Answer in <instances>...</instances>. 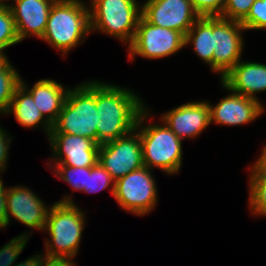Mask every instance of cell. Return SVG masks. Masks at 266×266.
<instances>
[{
  "label": "cell",
  "instance_id": "obj_28",
  "mask_svg": "<svg viewBox=\"0 0 266 266\" xmlns=\"http://www.w3.org/2000/svg\"><path fill=\"white\" fill-rule=\"evenodd\" d=\"M246 30L266 28V0H255L248 16L241 22Z\"/></svg>",
  "mask_w": 266,
  "mask_h": 266
},
{
  "label": "cell",
  "instance_id": "obj_14",
  "mask_svg": "<svg viewBox=\"0 0 266 266\" xmlns=\"http://www.w3.org/2000/svg\"><path fill=\"white\" fill-rule=\"evenodd\" d=\"M161 120L179 139L194 138L211 124L210 106L207 102H188L166 112Z\"/></svg>",
  "mask_w": 266,
  "mask_h": 266
},
{
  "label": "cell",
  "instance_id": "obj_34",
  "mask_svg": "<svg viewBox=\"0 0 266 266\" xmlns=\"http://www.w3.org/2000/svg\"><path fill=\"white\" fill-rule=\"evenodd\" d=\"M255 163L266 173V146L263 148L260 158Z\"/></svg>",
  "mask_w": 266,
  "mask_h": 266
},
{
  "label": "cell",
  "instance_id": "obj_31",
  "mask_svg": "<svg viewBox=\"0 0 266 266\" xmlns=\"http://www.w3.org/2000/svg\"><path fill=\"white\" fill-rule=\"evenodd\" d=\"M1 177V176H0ZM2 179H0V228L7 227V207L6 193L7 188L3 187Z\"/></svg>",
  "mask_w": 266,
  "mask_h": 266
},
{
  "label": "cell",
  "instance_id": "obj_10",
  "mask_svg": "<svg viewBox=\"0 0 266 266\" xmlns=\"http://www.w3.org/2000/svg\"><path fill=\"white\" fill-rule=\"evenodd\" d=\"M241 30H246L241 22L214 16L212 70L221 73V78L240 61L243 51Z\"/></svg>",
  "mask_w": 266,
  "mask_h": 266
},
{
  "label": "cell",
  "instance_id": "obj_13",
  "mask_svg": "<svg viewBox=\"0 0 266 266\" xmlns=\"http://www.w3.org/2000/svg\"><path fill=\"white\" fill-rule=\"evenodd\" d=\"M6 207L7 225L11 215L30 228L44 231L49 208L26 186L7 188Z\"/></svg>",
  "mask_w": 266,
  "mask_h": 266
},
{
  "label": "cell",
  "instance_id": "obj_29",
  "mask_svg": "<svg viewBox=\"0 0 266 266\" xmlns=\"http://www.w3.org/2000/svg\"><path fill=\"white\" fill-rule=\"evenodd\" d=\"M195 11L201 16H220L225 0H191Z\"/></svg>",
  "mask_w": 266,
  "mask_h": 266
},
{
  "label": "cell",
  "instance_id": "obj_12",
  "mask_svg": "<svg viewBox=\"0 0 266 266\" xmlns=\"http://www.w3.org/2000/svg\"><path fill=\"white\" fill-rule=\"evenodd\" d=\"M55 165L93 167L99 160V146L93 140L64 133H49Z\"/></svg>",
  "mask_w": 266,
  "mask_h": 266
},
{
  "label": "cell",
  "instance_id": "obj_6",
  "mask_svg": "<svg viewBox=\"0 0 266 266\" xmlns=\"http://www.w3.org/2000/svg\"><path fill=\"white\" fill-rule=\"evenodd\" d=\"M143 163L167 174L179 172L182 163V140L166 125H146L139 132Z\"/></svg>",
  "mask_w": 266,
  "mask_h": 266
},
{
  "label": "cell",
  "instance_id": "obj_17",
  "mask_svg": "<svg viewBox=\"0 0 266 266\" xmlns=\"http://www.w3.org/2000/svg\"><path fill=\"white\" fill-rule=\"evenodd\" d=\"M221 81L223 88L258 100L256 93L266 91V65L239 61Z\"/></svg>",
  "mask_w": 266,
  "mask_h": 266
},
{
  "label": "cell",
  "instance_id": "obj_23",
  "mask_svg": "<svg viewBox=\"0 0 266 266\" xmlns=\"http://www.w3.org/2000/svg\"><path fill=\"white\" fill-rule=\"evenodd\" d=\"M16 27L12 12L8 4L0 5V52L4 49L19 43Z\"/></svg>",
  "mask_w": 266,
  "mask_h": 266
},
{
  "label": "cell",
  "instance_id": "obj_8",
  "mask_svg": "<svg viewBox=\"0 0 266 266\" xmlns=\"http://www.w3.org/2000/svg\"><path fill=\"white\" fill-rule=\"evenodd\" d=\"M151 169L141 167L115 182L114 198L121 208L143 216L157 204V188Z\"/></svg>",
  "mask_w": 266,
  "mask_h": 266
},
{
  "label": "cell",
  "instance_id": "obj_9",
  "mask_svg": "<svg viewBox=\"0 0 266 266\" xmlns=\"http://www.w3.org/2000/svg\"><path fill=\"white\" fill-rule=\"evenodd\" d=\"M128 46L129 59H132L134 55L159 59L185 47V35L173 29L155 26L141 16L134 39Z\"/></svg>",
  "mask_w": 266,
  "mask_h": 266
},
{
  "label": "cell",
  "instance_id": "obj_1",
  "mask_svg": "<svg viewBox=\"0 0 266 266\" xmlns=\"http://www.w3.org/2000/svg\"><path fill=\"white\" fill-rule=\"evenodd\" d=\"M96 108L97 144L101 145L136 130L145 106L134 92L96 81Z\"/></svg>",
  "mask_w": 266,
  "mask_h": 266
},
{
  "label": "cell",
  "instance_id": "obj_35",
  "mask_svg": "<svg viewBox=\"0 0 266 266\" xmlns=\"http://www.w3.org/2000/svg\"><path fill=\"white\" fill-rule=\"evenodd\" d=\"M6 0H0V5L5 4Z\"/></svg>",
  "mask_w": 266,
  "mask_h": 266
},
{
  "label": "cell",
  "instance_id": "obj_19",
  "mask_svg": "<svg viewBox=\"0 0 266 266\" xmlns=\"http://www.w3.org/2000/svg\"><path fill=\"white\" fill-rule=\"evenodd\" d=\"M8 113H13L16 120L25 127H35L42 123L47 136H49L52 125L43 119V115L37 108L31 94L21 84L16 88L5 114Z\"/></svg>",
  "mask_w": 266,
  "mask_h": 266
},
{
  "label": "cell",
  "instance_id": "obj_20",
  "mask_svg": "<svg viewBox=\"0 0 266 266\" xmlns=\"http://www.w3.org/2000/svg\"><path fill=\"white\" fill-rule=\"evenodd\" d=\"M193 43L194 52L212 69L214 17L201 16L185 35V45Z\"/></svg>",
  "mask_w": 266,
  "mask_h": 266
},
{
  "label": "cell",
  "instance_id": "obj_24",
  "mask_svg": "<svg viewBox=\"0 0 266 266\" xmlns=\"http://www.w3.org/2000/svg\"><path fill=\"white\" fill-rule=\"evenodd\" d=\"M111 183L112 189L110 191L114 196L115 181L109 172L99 162L93 167H86V187H84V192L97 193V191L109 187Z\"/></svg>",
  "mask_w": 266,
  "mask_h": 266
},
{
  "label": "cell",
  "instance_id": "obj_25",
  "mask_svg": "<svg viewBox=\"0 0 266 266\" xmlns=\"http://www.w3.org/2000/svg\"><path fill=\"white\" fill-rule=\"evenodd\" d=\"M55 175L67 183L74 190L83 191L86 187V167H72L67 165H55Z\"/></svg>",
  "mask_w": 266,
  "mask_h": 266
},
{
  "label": "cell",
  "instance_id": "obj_26",
  "mask_svg": "<svg viewBox=\"0 0 266 266\" xmlns=\"http://www.w3.org/2000/svg\"><path fill=\"white\" fill-rule=\"evenodd\" d=\"M28 236L29 234L23 233L0 248V266H14V262L26 246Z\"/></svg>",
  "mask_w": 266,
  "mask_h": 266
},
{
  "label": "cell",
  "instance_id": "obj_2",
  "mask_svg": "<svg viewBox=\"0 0 266 266\" xmlns=\"http://www.w3.org/2000/svg\"><path fill=\"white\" fill-rule=\"evenodd\" d=\"M84 223V213L69 196L55 202L49 209L44 228L51 237L44 242V255L48 259L72 260L78 253Z\"/></svg>",
  "mask_w": 266,
  "mask_h": 266
},
{
  "label": "cell",
  "instance_id": "obj_27",
  "mask_svg": "<svg viewBox=\"0 0 266 266\" xmlns=\"http://www.w3.org/2000/svg\"><path fill=\"white\" fill-rule=\"evenodd\" d=\"M255 0H225L221 18L242 22L249 14Z\"/></svg>",
  "mask_w": 266,
  "mask_h": 266
},
{
  "label": "cell",
  "instance_id": "obj_5",
  "mask_svg": "<svg viewBox=\"0 0 266 266\" xmlns=\"http://www.w3.org/2000/svg\"><path fill=\"white\" fill-rule=\"evenodd\" d=\"M136 0H91L90 28L131 44L142 7Z\"/></svg>",
  "mask_w": 266,
  "mask_h": 266
},
{
  "label": "cell",
  "instance_id": "obj_7",
  "mask_svg": "<svg viewBox=\"0 0 266 266\" xmlns=\"http://www.w3.org/2000/svg\"><path fill=\"white\" fill-rule=\"evenodd\" d=\"M147 110L145 108L141 112L136 130L99 146L98 162L109 172L115 182L128 173L144 166L138 128L145 122L144 120L148 116Z\"/></svg>",
  "mask_w": 266,
  "mask_h": 266
},
{
  "label": "cell",
  "instance_id": "obj_32",
  "mask_svg": "<svg viewBox=\"0 0 266 266\" xmlns=\"http://www.w3.org/2000/svg\"><path fill=\"white\" fill-rule=\"evenodd\" d=\"M34 257H29L25 261L20 262L14 266H44L48 258L43 255H33Z\"/></svg>",
  "mask_w": 266,
  "mask_h": 266
},
{
  "label": "cell",
  "instance_id": "obj_3",
  "mask_svg": "<svg viewBox=\"0 0 266 266\" xmlns=\"http://www.w3.org/2000/svg\"><path fill=\"white\" fill-rule=\"evenodd\" d=\"M90 11L81 0H56L49 12L42 40L66 55L89 34Z\"/></svg>",
  "mask_w": 266,
  "mask_h": 266
},
{
  "label": "cell",
  "instance_id": "obj_22",
  "mask_svg": "<svg viewBox=\"0 0 266 266\" xmlns=\"http://www.w3.org/2000/svg\"><path fill=\"white\" fill-rule=\"evenodd\" d=\"M251 169L250 209L254 215L266 216V173L256 163Z\"/></svg>",
  "mask_w": 266,
  "mask_h": 266
},
{
  "label": "cell",
  "instance_id": "obj_30",
  "mask_svg": "<svg viewBox=\"0 0 266 266\" xmlns=\"http://www.w3.org/2000/svg\"><path fill=\"white\" fill-rule=\"evenodd\" d=\"M7 134L0 127V172H3L6 168L7 158H8V150L9 144L11 142V138L7 137Z\"/></svg>",
  "mask_w": 266,
  "mask_h": 266
},
{
  "label": "cell",
  "instance_id": "obj_33",
  "mask_svg": "<svg viewBox=\"0 0 266 266\" xmlns=\"http://www.w3.org/2000/svg\"><path fill=\"white\" fill-rule=\"evenodd\" d=\"M44 266H76L73 260L48 259Z\"/></svg>",
  "mask_w": 266,
  "mask_h": 266
},
{
  "label": "cell",
  "instance_id": "obj_16",
  "mask_svg": "<svg viewBox=\"0 0 266 266\" xmlns=\"http://www.w3.org/2000/svg\"><path fill=\"white\" fill-rule=\"evenodd\" d=\"M211 122L219 125H242L258 118L264 111L259 100L232 92L213 107L210 105Z\"/></svg>",
  "mask_w": 266,
  "mask_h": 266
},
{
  "label": "cell",
  "instance_id": "obj_11",
  "mask_svg": "<svg viewBox=\"0 0 266 266\" xmlns=\"http://www.w3.org/2000/svg\"><path fill=\"white\" fill-rule=\"evenodd\" d=\"M141 7L142 16L151 24L184 35L200 17L191 0H147Z\"/></svg>",
  "mask_w": 266,
  "mask_h": 266
},
{
  "label": "cell",
  "instance_id": "obj_15",
  "mask_svg": "<svg viewBox=\"0 0 266 266\" xmlns=\"http://www.w3.org/2000/svg\"><path fill=\"white\" fill-rule=\"evenodd\" d=\"M8 1V0H7ZM15 5H8L15 22L20 41L29 35L42 38L50 9L56 0H14Z\"/></svg>",
  "mask_w": 266,
  "mask_h": 266
},
{
  "label": "cell",
  "instance_id": "obj_4",
  "mask_svg": "<svg viewBox=\"0 0 266 266\" xmlns=\"http://www.w3.org/2000/svg\"><path fill=\"white\" fill-rule=\"evenodd\" d=\"M97 125L96 81H92L69 88L66 101L50 133L86 137L97 144Z\"/></svg>",
  "mask_w": 266,
  "mask_h": 266
},
{
  "label": "cell",
  "instance_id": "obj_21",
  "mask_svg": "<svg viewBox=\"0 0 266 266\" xmlns=\"http://www.w3.org/2000/svg\"><path fill=\"white\" fill-rule=\"evenodd\" d=\"M21 78L5 54L0 56V112L6 113Z\"/></svg>",
  "mask_w": 266,
  "mask_h": 266
},
{
  "label": "cell",
  "instance_id": "obj_18",
  "mask_svg": "<svg viewBox=\"0 0 266 266\" xmlns=\"http://www.w3.org/2000/svg\"><path fill=\"white\" fill-rule=\"evenodd\" d=\"M20 84L31 94L37 108L45 119L53 125L61 112L69 89L51 79L37 81L31 89L21 79Z\"/></svg>",
  "mask_w": 266,
  "mask_h": 266
}]
</instances>
